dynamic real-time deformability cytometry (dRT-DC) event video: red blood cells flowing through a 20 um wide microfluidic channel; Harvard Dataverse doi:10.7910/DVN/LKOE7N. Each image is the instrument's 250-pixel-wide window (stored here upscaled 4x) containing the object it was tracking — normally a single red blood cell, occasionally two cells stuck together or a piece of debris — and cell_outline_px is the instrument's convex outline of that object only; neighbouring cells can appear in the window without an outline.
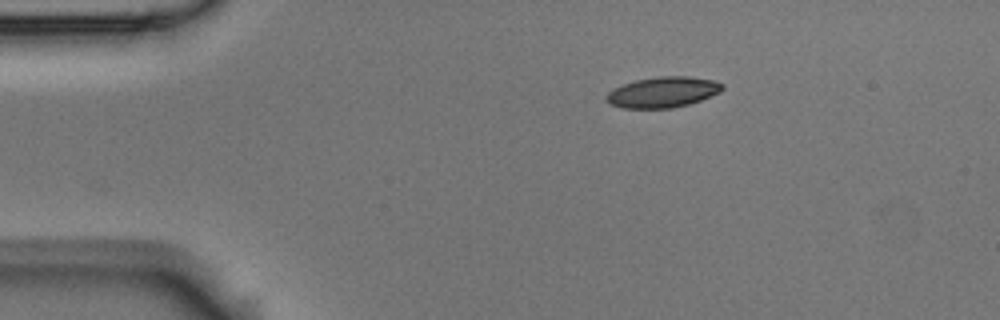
{"species": "Egyptian fruit bat (a non-hibernating species)", "species_latin": "Rousettus aegyptiacus", "temperature_condition": "room temperature", "stored_images_in_passage": 3, "camera_frame_rate_fps": 3000, "um_per_image_px": 0.085, "animal": {"sex": "male"}, "frame": {"image": 1, "passage_image": 3, "time_ms": 0.667, "image_size_px": [1000, 320], "cell_outline_px": [[724, 88], [720, 92], [700, 100], [688, 104], [672, 108], [624, 108], [612, 104], [608, 100], [608, 92], [612, 88], [636, 80], [660, 76], [688, 76], [716, 80], [724, 84]], "centroid_in_image_um": [56.4, 7.82], "position_along_channel_um": 28.6, "area_um2": 20.58}}